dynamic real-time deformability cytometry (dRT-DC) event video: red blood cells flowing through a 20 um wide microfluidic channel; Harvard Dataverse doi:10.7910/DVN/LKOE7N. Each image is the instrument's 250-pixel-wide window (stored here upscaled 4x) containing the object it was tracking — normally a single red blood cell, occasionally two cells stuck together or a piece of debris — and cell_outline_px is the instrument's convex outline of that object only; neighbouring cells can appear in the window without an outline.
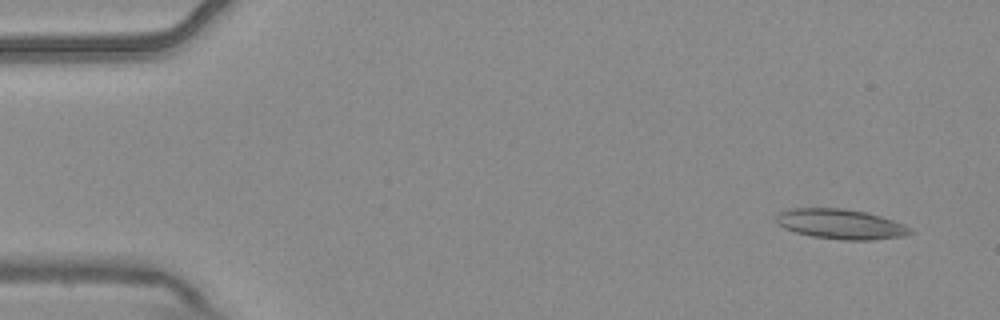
{"species": "common noctule bat (a hibernating species)", "species_latin": "Nyctalus noctula", "temperature_condition": "warm", "stored_images_in_passage": 4, "camera_frame_rate_fps": 3000, "um_per_image_px": 0.085, "animal": {"sex": "male", "body_mass_g": 20.4}, "frame": {"image": 1, "passage_image": 1, "time_ms": 0.0, "image_size_px": [1000, 320], "cell_outline_px": [[912, 232], [904, 236], [872, 240], [844, 240], [812, 236], [796, 232], [784, 228], [776, 224], [776, 216], [780, 212], [792, 208], [840, 208], [864, 212], [880, 216], [904, 224], [912, 228]], "centroid_in_image_um": [71.45, 19.05], "position_along_channel_um": 13.6, "area_um2": 23.29}}